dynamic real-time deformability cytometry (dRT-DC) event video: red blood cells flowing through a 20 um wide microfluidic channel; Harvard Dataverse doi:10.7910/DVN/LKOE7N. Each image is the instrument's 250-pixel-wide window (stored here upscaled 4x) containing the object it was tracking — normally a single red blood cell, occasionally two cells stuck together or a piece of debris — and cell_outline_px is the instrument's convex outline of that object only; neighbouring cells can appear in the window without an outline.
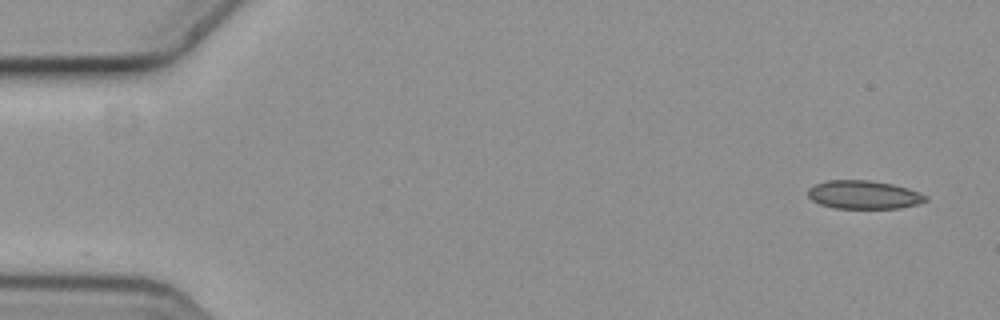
{"species": "common noctule bat (a hibernating species)", "species_latin": "Nyctalus noctula", "temperature_condition": "cold", "stored_images_in_passage": 5, "camera_frame_rate_fps": 3000, "um_per_image_px": 0.085, "animal": {"sex": "female", "body_mass_g": 19.3, "forearm_length_mm": 54.1}, "frame": {"image": 1, "passage_image": 1, "time_ms": 0.0, "image_size_px": [1000, 320], "cell_outline_px": [[928, 200], [916, 204], [900, 208], [836, 208], [820, 204], [812, 200], [808, 196], [808, 188], [816, 184], [828, 180], [872, 180], [892, 184], [908, 188], [920, 192], [928, 196]], "centroid_in_image_um": [73.43, 16.55], "position_along_channel_um": 11.6, "area_um2": 19.48}}
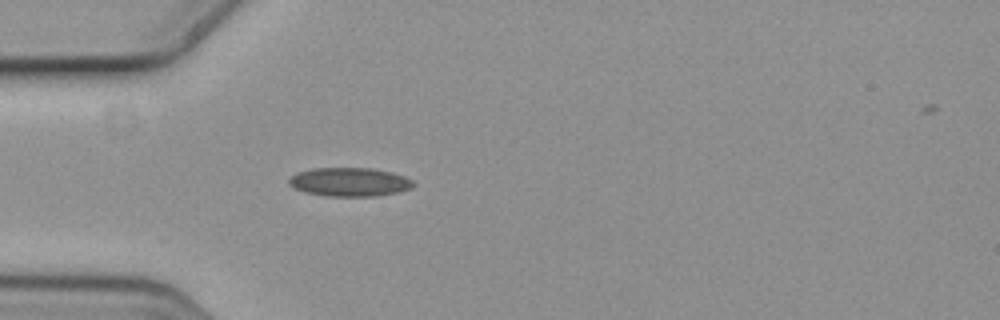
{"frame": {"image": 2, "passage_image": 5, "time_ms": 1.333, "image_size_px": [1000, 320], "cell_outline_px": [[416, 184], [412, 188], [400, 192], [376, 196], [328, 196], [304, 192], [288, 184], [288, 180], [292, 176], [300, 172], [312, 168], [372, 168], [392, 172], [404, 176], [412, 180]], "centroid_in_image_um": [29.76, 15.47], "position_along_channel_um": 55.2, "area_um2": 20.87}}